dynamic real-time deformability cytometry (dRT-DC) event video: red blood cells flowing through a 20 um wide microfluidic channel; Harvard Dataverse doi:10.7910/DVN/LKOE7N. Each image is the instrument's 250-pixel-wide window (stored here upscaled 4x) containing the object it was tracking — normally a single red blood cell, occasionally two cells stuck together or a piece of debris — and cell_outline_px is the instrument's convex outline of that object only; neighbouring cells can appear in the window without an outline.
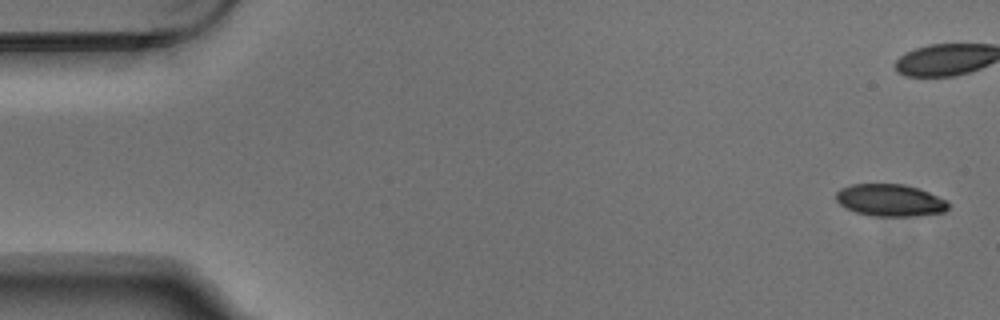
{"species": "Egyptian fruit bat (a non-hibernating species)", "species_latin": "Rousettus aegyptiacus", "temperature_condition": "warm", "stored_images_in_passage": 3, "camera_frame_rate_fps": 3000, "um_per_image_px": 0.085, "animal": {"sex": "male"}, "frame": {"image": 1, "passage_image": 1, "time_ms": 0.0, "image_size_px": [1000, 320], "cell_outline_px": [[948, 208], [944, 212], [916, 216], [872, 216], [856, 212], [840, 204], [836, 200], [836, 192], [840, 188], [852, 184], [904, 184], [928, 192], [944, 200], [948, 204]], "centroid_in_image_um": [75.62, 17.02], "position_along_channel_um": 9.4, "area_um2": 20.81}}